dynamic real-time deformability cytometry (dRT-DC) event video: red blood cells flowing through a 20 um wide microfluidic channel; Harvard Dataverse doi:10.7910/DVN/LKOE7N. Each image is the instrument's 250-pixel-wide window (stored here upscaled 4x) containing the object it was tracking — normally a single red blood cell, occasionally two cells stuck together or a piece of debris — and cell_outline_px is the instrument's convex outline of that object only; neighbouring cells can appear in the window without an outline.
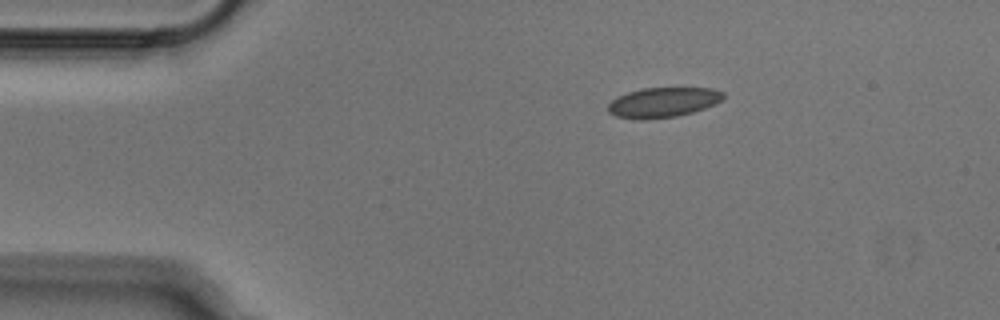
{"species": "Egyptian fruit bat (a non-hibernating species)", "species_latin": "Rousettus aegyptiacus", "temperature_condition": "cold", "stored_images_in_passage": 44, "camera_frame_rate_fps": 3000, "um_per_image_px": 0.085, "animal": {"sex": "male"}, "frame": {"image": 1, "passage_image": 1, "time_ms": 0.0, "image_size_px": [1000, 320], "cell_outline_px": [[724, 96], [716, 104], [692, 112], [676, 116], [648, 120], [636, 120], [616, 116], [608, 112], [608, 104], [612, 100], [628, 92], [644, 88], [712, 88], [724, 92]], "centroid_in_image_um": [56.35, 8.71], "position_along_channel_um": 28.7, "area_um2": 20.11}}
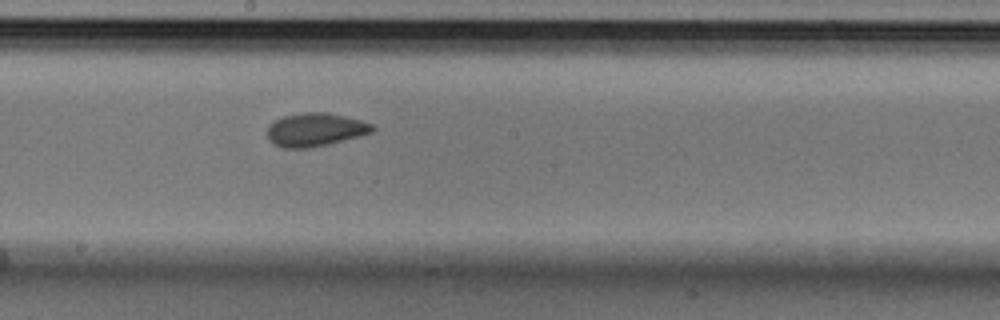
{"frame": {"image": 2, "passage_image": 20, "time_ms": 6.333, "image_size_px": [1000, 320], "cell_outline_px": [[376, 128], [372, 132], [360, 136], [308, 148], [284, 148], [272, 144], [268, 140], [268, 124], [284, 116], [304, 112], [328, 112], [360, 120], [372, 124]], "centroid_in_image_um": [26.77, 11.02], "position_along_channel_um": 221.4, "area_um2": 20.35}}
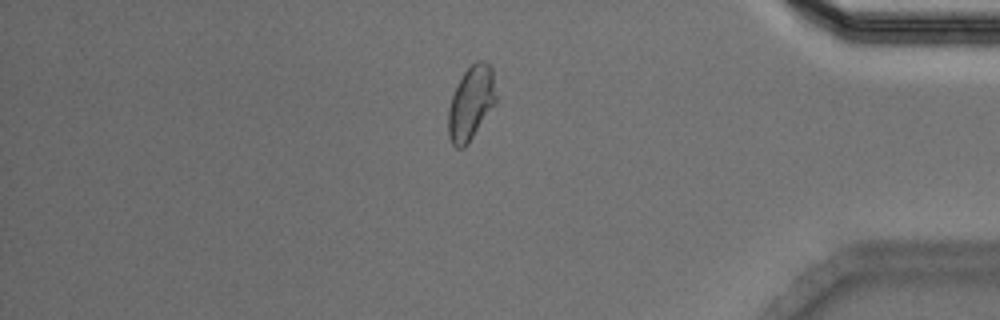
{"frame": {"image": 3, "passage_image": 36, "time_ms": 11.667, "image_size_px": [1000, 320], "cell_outline_px": [[496, 100], [468, 144], [464, 148], [456, 148], [452, 144], [448, 136], [448, 112], [452, 96], [464, 72], [476, 60], [484, 60], [492, 68], [496, 96]], "centroid_in_image_um": [40.02, 8.76], "position_along_channel_um": 395.2, "area_um2": 20.17}}